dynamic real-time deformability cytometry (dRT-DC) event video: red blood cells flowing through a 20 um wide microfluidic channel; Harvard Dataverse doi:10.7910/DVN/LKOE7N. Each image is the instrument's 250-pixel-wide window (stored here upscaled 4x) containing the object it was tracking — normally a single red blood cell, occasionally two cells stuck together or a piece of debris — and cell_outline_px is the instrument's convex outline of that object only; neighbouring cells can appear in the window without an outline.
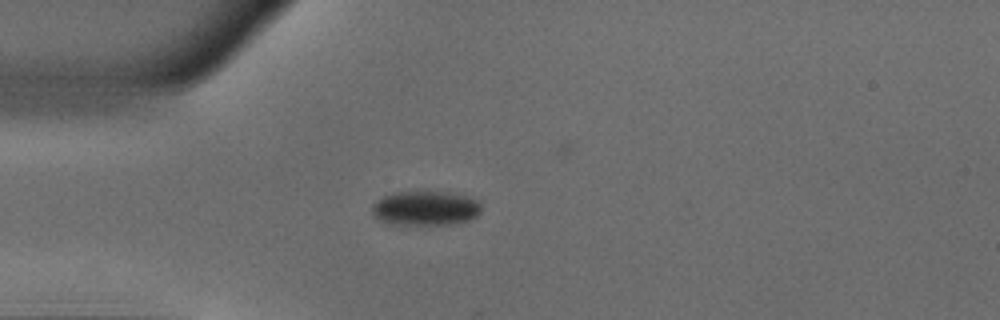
{"species": "common noctule bat (a hibernating species)", "species_latin": "Nyctalus noctula", "temperature_condition": "warm", "stored_images_in_passage": 30, "camera_frame_rate_fps": 3000, "um_per_image_px": 0.085, "animal": {"sex": "male", "body_mass_g": 18.8}, "frame": {"image": 1, "passage_image": 1, "time_ms": 0.0, "image_size_px": [1000, 320], "cell_outline_px": [[480, 212], [476, 216], [468, 220], [452, 224], [388, 224], [380, 220], [372, 212], [372, 204], [376, 200], [384, 196], [396, 192], [448, 192], [468, 196], [480, 200]], "centroid_in_image_um": [36.18, 17.69], "position_along_channel_um": 48.8, "area_um2": 21.91}}
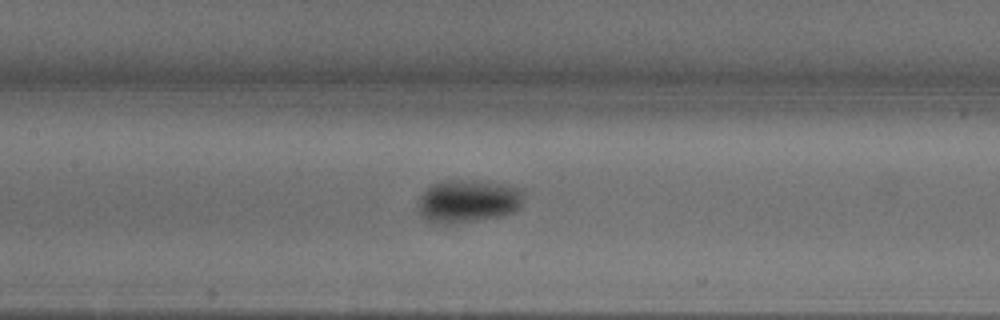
{"frame": {"image": 2, "passage_image": 11, "time_ms": 3.333, "image_size_px": [1000, 320], "cell_outline_px": [[524, 192], [520, 208], [504, 216], [484, 220], [452, 224], [436, 224], [428, 220], [420, 212], [420, 196], [432, 184], [444, 180], [488, 180], [516, 188]], "centroid_in_image_um": [39.82, 17.1], "position_along_channel_um": 167.6, "area_um2": 26.65}}
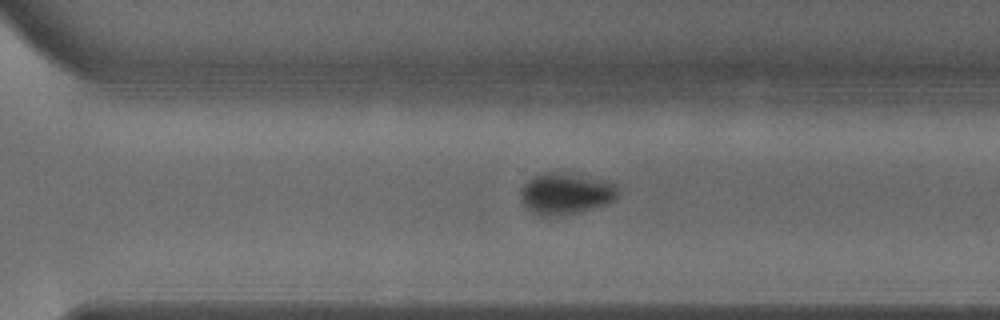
{"frame": {"image": 3, "passage_image": 23, "time_ms": 7.333, "image_size_px": [1000, 320], "cell_outline_px": [[616, 196], [612, 200], [604, 204], [580, 212], [564, 216], [540, 216], [528, 208], [524, 204], [520, 196], [520, 192], [524, 184], [528, 180], [536, 176], [548, 172], [560, 172], [612, 180], [616, 188]], "centroid_in_image_um": [48.09, 16.45], "position_along_channel_um": 322.5, "area_um2": 23.35}, "authors_computed_cell_mechanics": {"area_um2": 24.5361, "velocity_mm_per_s": 3.8821, "shape_relaxation_time_tau1_ms": 3.3535, "shape_relaxation_time_tau2_ms": null, "deformation_change_tau1": 0.091, "deformation_change_tau2": null}}